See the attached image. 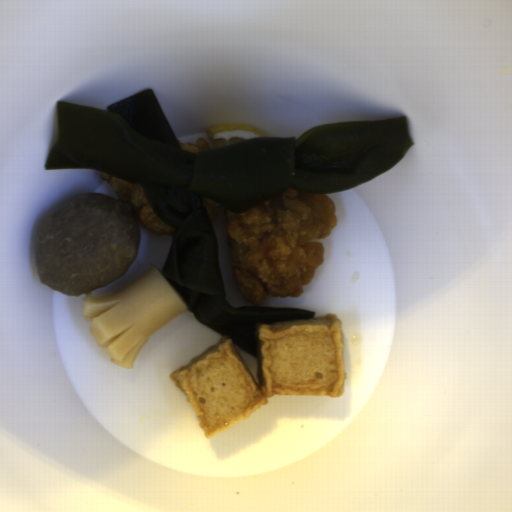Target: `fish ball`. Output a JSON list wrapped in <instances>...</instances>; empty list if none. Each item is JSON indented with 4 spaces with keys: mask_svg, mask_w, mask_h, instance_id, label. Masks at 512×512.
Wrapping results in <instances>:
<instances>
[{
    "mask_svg": "<svg viewBox=\"0 0 512 512\" xmlns=\"http://www.w3.org/2000/svg\"><path fill=\"white\" fill-rule=\"evenodd\" d=\"M210 439L276 395L339 398L346 384L344 324L335 314L259 322L257 380L233 338L221 337L169 375Z\"/></svg>",
    "mask_w": 512,
    "mask_h": 512,
    "instance_id": "29854b86",
    "label": "fish ball"
}]
</instances>
